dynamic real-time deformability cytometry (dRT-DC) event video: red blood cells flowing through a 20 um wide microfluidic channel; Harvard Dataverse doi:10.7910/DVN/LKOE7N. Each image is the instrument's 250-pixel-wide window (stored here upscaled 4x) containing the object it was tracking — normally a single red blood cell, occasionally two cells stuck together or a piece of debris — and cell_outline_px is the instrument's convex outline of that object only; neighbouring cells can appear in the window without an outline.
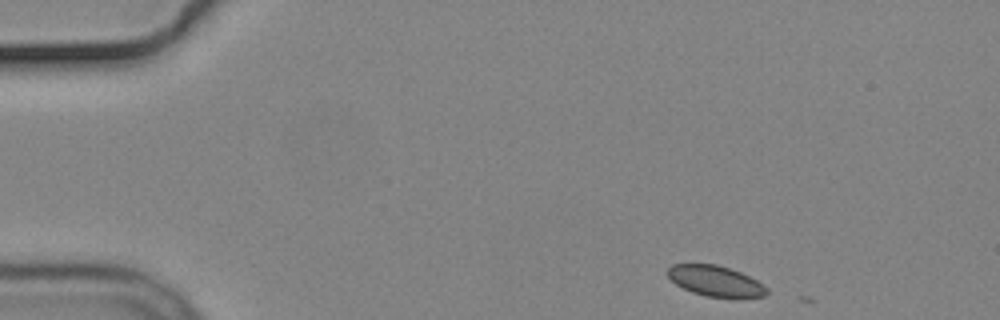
{"species": "common noctule bat (a hibernating species)", "species_latin": "Nyctalus noctula", "temperature_condition": "cold", "stored_images_in_passage": 3, "camera_frame_rate_fps": 3000, "um_per_image_px": 0.085, "animal": {"sex": "male", "body_mass_g": 19.2, "forearm_length_mm": 51.8}, "frame": {"image": 1, "passage_image": 1, "time_ms": 0.0, "image_size_px": [1000, 320], "cell_outline_px": [[768, 292], [764, 296], [708, 296], [692, 292], [676, 284], [664, 272], [672, 264], [716, 264], [740, 272], [764, 284], [768, 288]], "centroid_in_image_um": [60.77, 23.85], "position_along_channel_um": 24.2, "area_um2": 17.28}}